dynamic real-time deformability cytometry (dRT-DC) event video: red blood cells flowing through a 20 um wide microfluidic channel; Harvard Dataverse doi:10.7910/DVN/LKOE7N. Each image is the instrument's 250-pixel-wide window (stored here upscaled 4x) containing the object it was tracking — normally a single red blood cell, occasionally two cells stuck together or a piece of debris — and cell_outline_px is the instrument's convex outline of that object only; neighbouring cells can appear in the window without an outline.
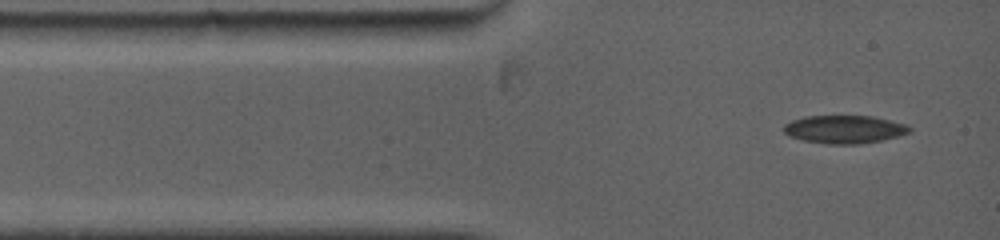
{"species": "common noctule bat (a hibernating species)", "species_latin": "Nyctalus noctula", "temperature_condition": "warm", "stored_images_in_passage": 10, "camera_frame_rate_fps": 5000, "um_per_image_px": 0.085, "animal": {"sex": "female", "body_mass_g": 19.0, "forearm_length_mm": 53.3}, "frame": {"image": 1, "passage_image": 1, "time_ms": 0.0, "image_size_px": [1000, 240], "cell_outline_px": [[912, 132], [880, 140], [856, 144], [828, 144], [804, 140], [792, 136], [784, 132], [784, 124], [792, 120], [804, 116], [872, 116], [908, 124], [912, 128]], "centroid_in_image_um": [71.8, 10.98], "position_along_channel_um": 13.2, "area_um2": 20.4}}
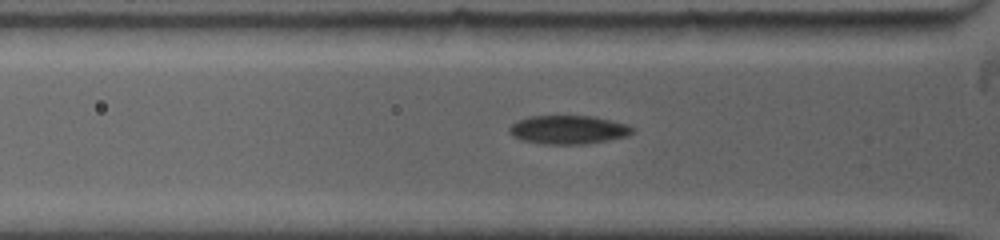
{"frame": {"image": 2, "passage_image": 7, "time_ms": 2.4, "image_size_px": [1000, 240], "cell_outline_px": [[636, 128], [628, 136], [608, 140], [584, 144], [544, 144], [520, 140], [512, 136], [508, 132], [508, 128], [516, 120], [528, 116], [592, 116], [628, 124]], "centroid_in_image_um": [48.28, 11.02], "position_along_channel_um": 77.5, "area_um2": 20.75}}
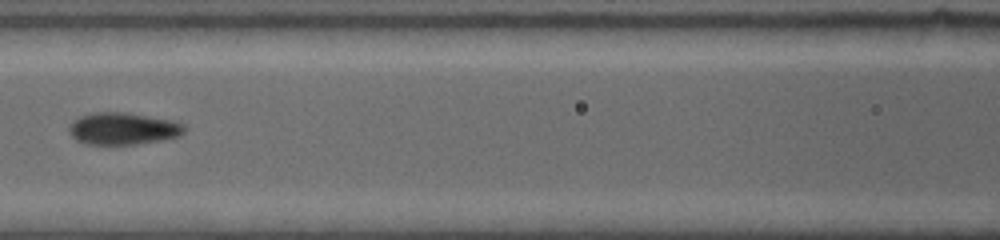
{"frame": {"image": 3, "passage_image": 10, "time_ms": 4.4, "image_size_px": [1000, 240], "cell_outline_px": [[184, 132], [180, 136], [160, 140], [136, 144], [84, 144], [76, 140], [68, 132], [68, 128], [80, 116], [92, 112], [128, 112], [168, 120], [184, 124]], "centroid_in_image_um": [10.42, 10.93], "position_along_channel_um": 156.2, "area_um2": 21.39}}